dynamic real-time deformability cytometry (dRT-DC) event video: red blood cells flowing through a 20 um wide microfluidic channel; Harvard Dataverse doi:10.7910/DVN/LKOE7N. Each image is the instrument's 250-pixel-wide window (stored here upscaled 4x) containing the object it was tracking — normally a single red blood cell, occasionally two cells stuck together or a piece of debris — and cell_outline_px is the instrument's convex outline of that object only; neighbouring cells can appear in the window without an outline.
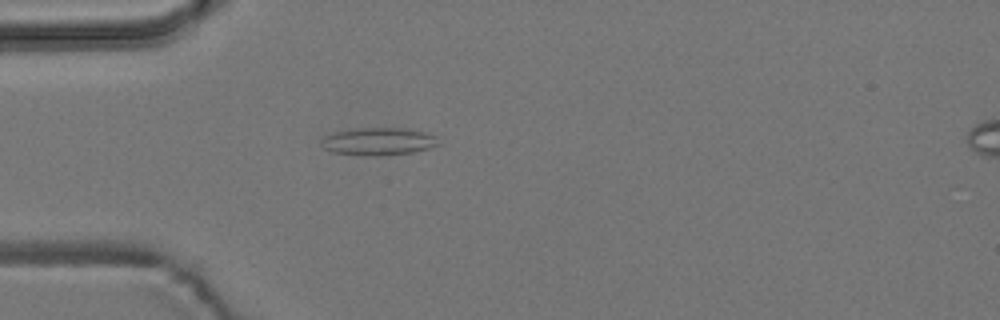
{"species": "common noctule bat (a hibernating species)", "species_latin": "Nyctalus noctula", "temperature_condition": "room temperature", "stored_images_in_passage": 3, "camera_frame_rate_fps": 3000, "um_per_image_px": 0.085, "animal": {"sex": "male", "body_mass_g": 19.2, "forearm_length_mm": 51.8}, "frame": {"image": 1, "passage_image": 3, "time_ms": 0.667, "image_size_px": [1000, 320], "cell_outline_px": [[440, 144], [428, 148], [412, 152], [376, 156], [360, 156], [332, 152], [324, 148], [320, 144], [324, 136], [336, 132], [356, 128], [404, 128], [424, 132], [436, 136]], "centroid_in_image_um": [32.14, 12.03], "position_along_channel_um": 52.9, "area_um2": 18.84}}